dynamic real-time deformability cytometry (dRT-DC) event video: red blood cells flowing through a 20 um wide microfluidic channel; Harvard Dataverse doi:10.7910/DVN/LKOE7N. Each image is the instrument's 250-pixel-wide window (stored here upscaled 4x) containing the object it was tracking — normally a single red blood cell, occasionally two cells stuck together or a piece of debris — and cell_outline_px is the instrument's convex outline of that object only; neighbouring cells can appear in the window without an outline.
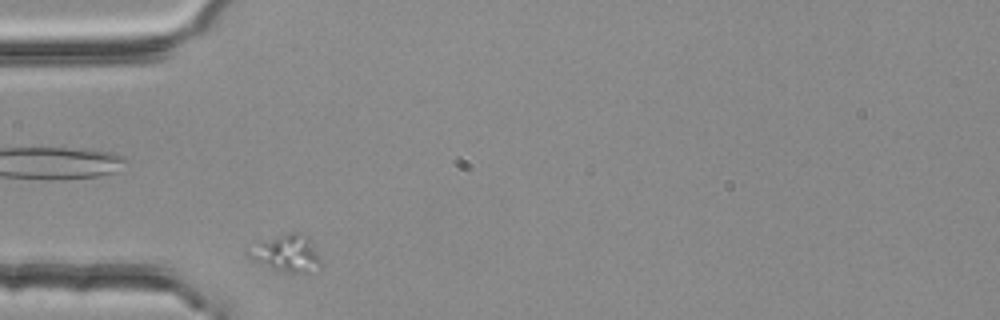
{"species": "common noctule bat (a hibernating species)", "species_latin": "Nyctalus noctula", "temperature_condition": "room temperature", "stored_images_in_passage": 36, "camera_frame_rate_fps": 3000, "um_per_image_px": 0.085, "animal": {"sex": "female", "body_mass_g": 25.1}, "frame": {"image": 1, "passage_image": 1, "time_ms": 0.0, "image_size_px": [1000, 320], "cell_outline_px": [[320, 264], [304, 272], [288, 272], [252, 260], [244, 252], [244, 248], [256, 240], [284, 232], [296, 232], [308, 236], [320, 260]], "centroid_in_image_um": [24.2, 21.43], "position_along_channel_um": 60.8, "area_um2": 15.61}}
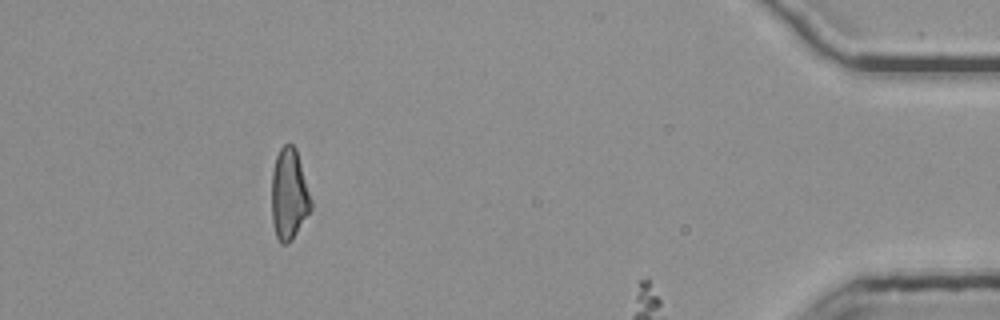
{"frame": {"image": 2, "passage_image": 32, "time_ms": 10.333, "image_size_px": [1000, 320], "cell_outline_px": [[312, 208], [292, 240], [288, 244], [280, 244], [276, 236], [272, 224], [272, 172], [276, 156], [280, 148], [284, 144], [292, 144], [296, 148], [312, 200]], "centroid_in_image_um": [24.57, 16.54], "position_along_channel_um": 410.6, "area_um2": 21.04}}